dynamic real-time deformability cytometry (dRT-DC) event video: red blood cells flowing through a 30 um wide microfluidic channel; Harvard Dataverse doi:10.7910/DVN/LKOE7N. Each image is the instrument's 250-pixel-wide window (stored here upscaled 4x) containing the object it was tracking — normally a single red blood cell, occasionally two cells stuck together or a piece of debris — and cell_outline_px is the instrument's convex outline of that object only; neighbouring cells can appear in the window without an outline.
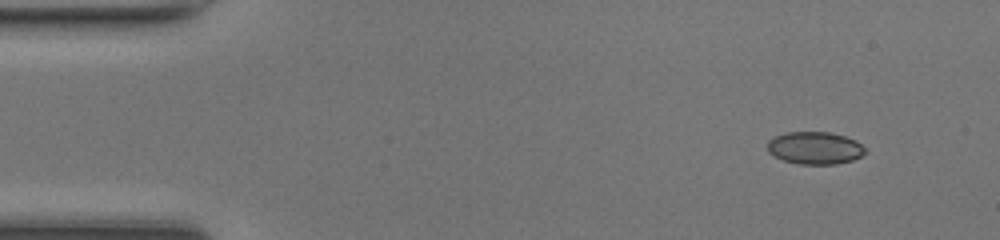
{"species": "common noctule bat (a hibernating species)", "species_latin": "Nyctalus noctula", "temperature_condition": "room temperature", "stored_images_in_passage": 11, "camera_frame_rate_fps": 3000, "um_per_image_px": 0.085, "animal": {"sex": "female", "body_mass_g": 17.0, "forearm_length_mm": 48.0}, "frame": {"image": 1, "passage_image": 1, "time_ms": 0.0, "image_size_px": [1000, 240], "cell_outline_px": [[868, 152], [852, 160], [836, 164], [800, 164], [784, 160], [768, 152], [768, 140], [772, 136], [788, 132], [832, 132], [856, 140]], "centroid_in_image_um": [69.27, 12.57], "position_along_channel_um": 15.7, "area_um2": 18.5}}